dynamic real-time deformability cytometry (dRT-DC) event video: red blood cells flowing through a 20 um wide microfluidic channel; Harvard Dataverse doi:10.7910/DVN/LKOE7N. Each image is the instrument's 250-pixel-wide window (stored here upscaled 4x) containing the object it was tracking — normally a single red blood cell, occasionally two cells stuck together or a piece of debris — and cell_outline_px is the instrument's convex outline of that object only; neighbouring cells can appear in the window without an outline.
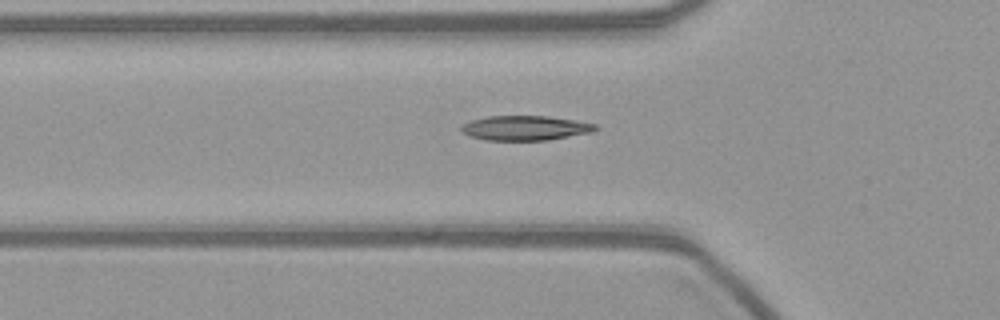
{"species": "common noctule bat (a hibernating species)", "species_latin": "Nyctalus noctula", "temperature_condition": "warm", "stored_images_in_passage": 44, "camera_frame_rate_fps": 3000, "um_per_image_px": 0.085, "animal": {"sex": "female", "body_mass_g": 21.9}, "frame": {"image": 1, "passage_image": 12, "time_ms": 3.667, "image_size_px": [1000, 320], "cell_outline_px": [[600, 128], [592, 132], [548, 140], [484, 140], [472, 136], [464, 132], [460, 128], [464, 124], [472, 120], [488, 116], [548, 116], [596, 124]], "centroid_in_image_um": [44.68, 10.88], "position_along_channel_um": 81.1, "area_um2": 19.07}}
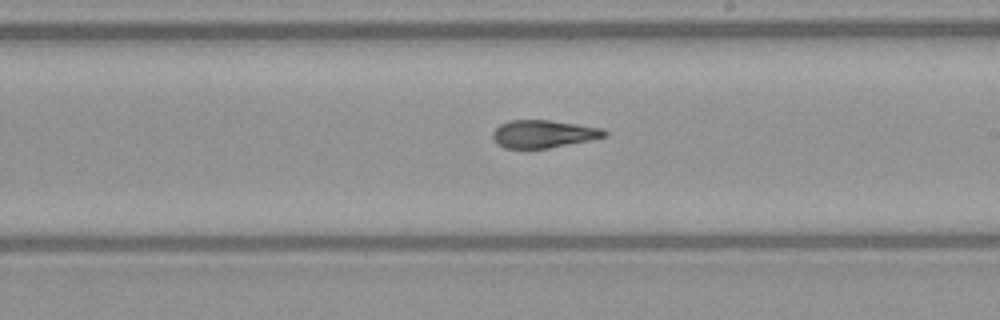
{"frame": {"image": 2, "passage_image": 25, "time_ms": 8.0, "image_size_px": [1000, 320], "cell_outline_px": [[608, 136], [548, 148], [504, 148], [496, 144], [492, 136], [492, 132], [500, 124], [508, 120], [548, 120], [604, 128], [608, 132]], "centroid_in_image_um": [46.17, 11.38], "position_along_channel_um": 242.8, "area_um2": 18.03}}
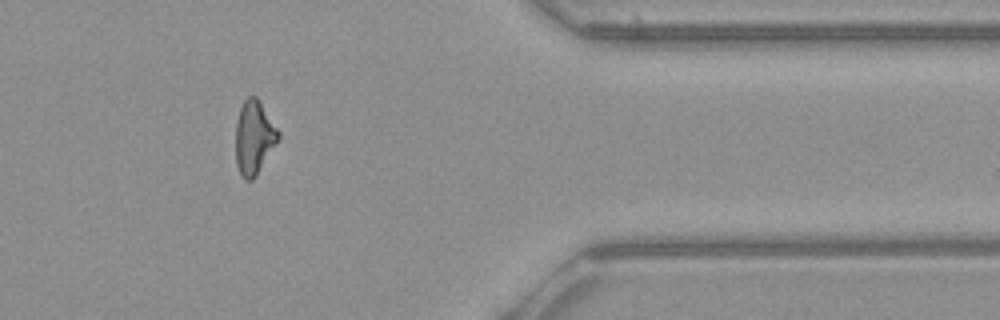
{"frame": {"image": 3, "passage_image": 39, "time_ms": 12.667, "image_size_px": [1000, 320], "cell_outline_px": [[280, 136], [276, 144], [256, 176], [252, 180], [244, 180], [236, 164], [236, 124], [240, 108], [244, 100], [248, 96], [256, 96], [280, 132]], "centroid_in_image_um": [21.59, 11.69], "position_along_channel_um": 389.8, "area_um2": 18.15}}